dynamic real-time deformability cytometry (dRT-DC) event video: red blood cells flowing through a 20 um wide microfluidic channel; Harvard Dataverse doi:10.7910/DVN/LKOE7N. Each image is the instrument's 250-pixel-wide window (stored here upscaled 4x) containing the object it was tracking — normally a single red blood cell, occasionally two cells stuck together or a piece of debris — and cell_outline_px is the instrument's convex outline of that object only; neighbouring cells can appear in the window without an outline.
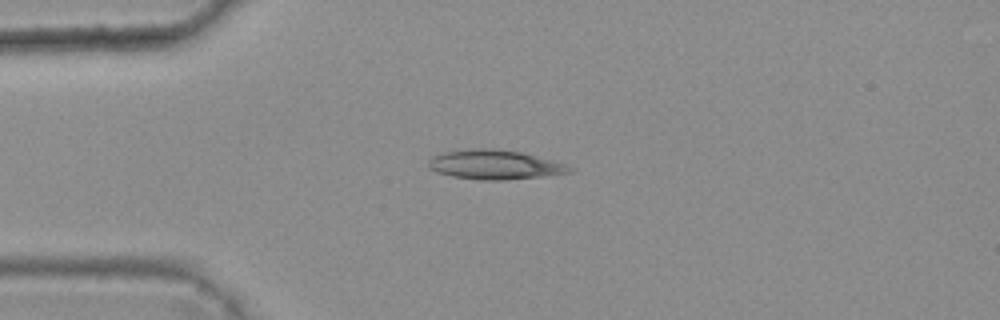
{"species": "common noctule bat (a hibernating species)", "species_latin": "Nyctalus noctula", "temperature_condition": "warm", "stored_images_in_passage": 4, "camera_frame_rate_fps": 3000, "um_per_image_px": 0.085, "animal": {"sex": "female", "body_mass_g": 25.1}, "frame": {"image": 1, "passage_image": 4, "time_ms": 1.0, "image_size_px": [1000, 320], "cell_outline_px": [[572, 172], [540, 176], [504, 180], [480, 180], [452, 176], [436, 172], [428, 168], [428, 160], [432, 156], [444, 152], [468, 148], [496, 148], [520, 152], [552, 160], [564, 164], [572, 168]], "centroid_in_image_um": [41.98, 13.99], "position_along_channel_um": 43.0, "area_um2": 24.1}}